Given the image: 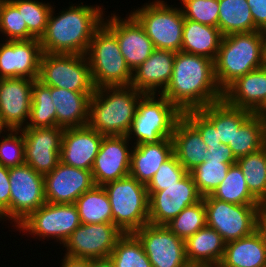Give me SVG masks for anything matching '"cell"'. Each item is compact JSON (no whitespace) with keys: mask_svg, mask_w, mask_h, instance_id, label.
Segmentation results:
<instances>
[{"mask_svg":"<svg viewBox=\"0 0 266 267\" xmlns=\"http://www.w3.org/2000/svg\"><path fill=\"white\" fill-rule=\"evenodd\" d=\"M223 100L230 106L256 113L266 101V68L237 78L223 91Z\"/></svg>","mask_w":266,"mask_h":267,"instance_id":"cb8c5ba5","label":"cell"},{"mask_svg":"<svg viewBox=\"0 0 266 267\" xmlns=\"http://www.w3.org/2000/svg\"><path fill=\"white\" fill-rule=\"evenodd\" d=\"M38 81L75 92H95L86 55L43 53Z\"/></svg>","mask_w":266,"mask_h":267,"instance_id":"9c48e42d","label":"cell"},{"mask_svg":"<svg viewBox=\"0 0 266 267\" xmlns=\"http://www.w3.org/2000/svg\"><path fill=\"white\" fill-rule=\"evenodd\" d=\"M104 136L88 125L64 129L60 161L91 171Z\"/></svg>","mask_w":266,"mask_h":267,"instance_id":"7402d4cb","label":"cell"},{"mask_svg":"<svg viewBox=\"0 0 266 267\" xmlns=\"http://www.w3.org/2000/svg\"><path fill=\"white\" fill-rule=\"evenodd\" d=\"M236 163H222V160H205L197 165L190 174L196 188L202 197L211 195L227 175L231 165Z\"/></svg>","mask_w":266,"mask_h":267,"instance_id":"f35d334b","label":"cell"},{"mask_svg":"<svg viewBox=\"0 0 266 267\" xmlns=\"http://www.w3.org/2000/svg\"><path fill=\"white\" fill-rule=\"evenodd\" d=\"M181 116L182 113L163 95L144 94L137 104L127 134L128 140L130 142L134 140L133 146H135L156 144L162 139H171L176 122Z\"/></svg>","mask_w":266,"mask_h":267,"instance_id":"8992f818","label":"cell"},{"mask_svg":"<svg viewBox=\"0 0 266 267\" xmlns=\"http://www.w3.org/2000/svg\"><path fill=\"white\" fill-rule=\"evenodd\" d=\"M222 160V163H237V159L232 153L231 148L226 144L208 147L206 160Z\"/></svg>","mask_w":266,"mask_h":267,"instance_id":"681fc988","label":"cell"},{"mask_svg":"<svg viewBox=\"0 0 266 267\" xmlns=\"http://www.w3.org/2000/svg\"><path fill=\"white\" fill-rule=\"evenodd\" d=\"M127 136H104L92 167L95 186L124 178L130 173L133 145ZM131 147V148H130Z\"/></svg>","mask_w":266,"mask_h":267,"instance_id":"ffe728a7","label":"cell"},{"mask_svg":"<svg viewBox=\"0 0 266 267\" xmlns=\"http://www.w3.org/2000/svg\"><path fill=\"white\" fill-rule=\"evenodd\" d=\"M266 145V121L253 113L235 131L233 147H230L236 159L253 153Z\"/></svg>","mask_w":266,"mask_h":267,"instance_id":"836d02e7","label":"cell"},{"mask_svg":"<svg viewBox=\"0 0 266 267\" xmlns=\"http://www.w3.org/2000/svg\"><path fill=\"white\" fill-rule=\"evenodd\" d=\"M259 228L266 231V198L259 202Z\"/></svg>","mask_w":266,"mask_h":267,"instance_id":"816d5d0a","label":"cell"},{"mask_svg":"<svg viewBox=\"0 0 266 267\" xmlns=\"http://www.w3.org/2000/svg\"><path fill=\"white\" fill-rule=\"evenodd\" d=\"M188 171L179 163L173 154L165 161L154 174L153 178L146 185L147 191H161L166 187L176 184Z\"/></svg>","mask_w":266,"mask_h":267,"instance_id":"f6af8a7d","label":"cell"},{"mask_svg":"<svg viewBox=\"0 0 266 267\" xmlns=\"http://www.w3.org/2000/svg\"><path fill=\"white\" fill-rule=\"evenodd\" d=\"M200 111L214 124L221 144L233 147V137L253 114L246 109L228 105L224 100L202 107Z\"/></svg>","mask_w":266,"mask_h":267,"instance_id":"4dcf8cb0","label":"cell"},{"mask_svg":"<svg viewBox=\"0 0 266 267\" xmlns=\"http://www.w3.org/2000/svg\"><path fill=\"white\" fill-rule=\"evenodd\" d=\"M214 267H224V266L220 263V264H218V265H216Z\"/></svg>","mask_w":266,"mask_h":267,"instance_id":"680465c9","label":"cell"},{"mask_svg":"<svg viewBox=\"0 0 266 267\" xmlns=\"http://www.w3.org/2000/svg\"><path fill=\"white\" fill-rule=\"evenodd\" d=\"M91 267H114V265L108 257L92 260Z\"/></svg>","mask_w":266,"mask_h":267,"instance_id":"f5cc1de1","label":"cell"},{"mask_svg":"<svg viewBox=\"0 0 266 267\" xmlns=\"http://www.w3.org/2000/svg\"><path fill=\"white\" fill-rule=\"evenodd\" d=\"M211 196L233 204H259V201L248 190L244 174L237 163L231 165L226 177Z\"/></svg>","mask_w":266,"mask_h":267,"instance_id":"d590c367","label":"cell"},{"mask_svg":"<svg viewBox=\"0 0 266 267\" xmlns=\"http://www.w3.org/2000/svg\"><path fill=\"white\" fill-rule=\"evenodd\" d=\"M163 0L144 3L131 14L144 28L154 48L181 51L184 16L181 8L168 5Z\"/></svg>","mask_w":266,"mask_h":267,"instance_id":"ba28073f","label":"cell"},{"mask_svg":"<svg viewBox=\"0 0 266 267\" xmlns=\"http://www.w3.org/2000/svg\"><path fill=\"white\" fill-rule=\"evenodd\" d=\"M111 15L103 19V24L116 36L121 54L133 72L152 54L154 45L131 13L124 19L119 14Z\"/></svg>","mask_w":266,"mask_h":267,"instance_id":"2e32d148","label":"cell"},{"mask_svg":"<svg viewBox=\"0 0 266 267\" xmlns=\"http://www.w3.org/2000/svg\"><path fill=\"white\" fill-rule=\"evenodd\" d=\"M171 139L174 155L188 172L206 160L208 146L183 115L177 120Z\"/></svg>","mask_w":266,"mask_h":267,"instance_id":"484cf974","label":"cell"},{"mask_svg":"<svg viewBox=\"0 0 266 267\" xmlns=\"http://www.w3.org/2000/svg\"><path fill=\"white\" fill-rule=\"evenodd\" d=\"M182 115L199 131L208 147L221 145L214 124L200 110L186 111Z\"/></svg>","mask_w":266,"mask_h":267,"instance_id":"bcb514c9","label":"cell"},{"mask_svg":"<svg viewBox=\"0 0 266 267\" xmlns=\"http://www.w3.org/2000/svg\"><path fill=\"white\" fill-rule=\"evenodd\" d=\"M266 32L223 36L214 60V75L222 92L237 78L263 67Z\"/></svg>","mask_w":266,"mask_h":267,"instance_id":"277c9868","label":"cell"},{"mask_svg":"<svg viewBox=\"0 0 266 267\" xmlns=\"http://www.w3.org/2000/svg\"><path fill=\"white\" fill-rule=\"evenodd\" d=\"M56 126V108L52 101L51 86L35 80L32 88L30 118L25 128H46Z\"/></svg>","mask_w":266,"mask_h":267,"instance_id":"8d00e7d4","label":"cell"},{"mask_svg":"<svg viewBox=\"0 0 266 267\" xmlns=\"http://www.w3.org/2000/svg\"><path fill=\"white\" fill-rule=\"evenodd\" d=\"M2 219L3 220L6 219L4 221H7L8 217H7L6 213H5V211L0 207V220L2 221Z\"/></svg>","mask_w":266,"mask_h":267,"instance_id":"11a10c76","label":"cell"},{"mask_svg":"<svg viewBox=\"0 0 266 267\" xmlns=\"http://www.w3.org/2000/svg\"><path fill=\"white\" fill-rule=\"evenodd\" d=\"M206 224V211L203 198L194 205L184 208L166 227L186 241Z\"/></svg>","mask_w":266,"mask_h":267,"instance_id":"ab89813d","label":"cell"},{"mask_svg":"<svg viewBox=\"0 0 266 267\" xmlns=\"http://www.w3.org/2000/svg\"><path fill=\"white\" fill-rule=\"evenodd\" d=\"M250 193L260 202L266 198V145L237 159Z\"/></svg>","mask_w":266,"mask_h":267,"instance_id":"e575fe53","label":"cell"},{"mask_svg":"<svg viewBox=\"0 0 266 267\" xmlns=\"http://www.w3.org/2000/svg\"><path fill=\"white\" fill-rule=\"evenodd\" d=\"M81 225L77 207L72 204H55L46 202L31 213L16 228L40 239H55L64 244L72 232Z\"/></svg>","mask_w":266,"mask_h":267,"instance_id":"8fae6325","label":"cell"},{"mask_svg":"<svg viewBox=\"0 0 266 267\" xmlns=\"http://www.w3.org/2000/svg\"><path fill=\"white\" fill-rule=\"evenodd\" d=\"M0 33L5 41L35 39L29 32L22 13L9 1L4 0L0 7Z\"/></svg>","mask_w":266,"mask_h":267,"instance_id":"b9f144b4","label":"cell"},{"mask_svg":"<svg viewBox=\"0 0 266 267\" xmlns=\"http://www.w3.org/2000/svg\"><path fill=\"white\" fill-rule=\"evenodd\" d=\"M95 88L129 86L133 72L121 54L116 36L102 24L86 53Z\"/></svg>","mask_w":266,"mask_h":267,"instance_id":"5b68a950","label":"cell"},{"mask_svg":"<svg viewBox=\"0 0 266 267\" xmlns=\"http://www.w3.org/2000/svg\"><path fill=\"white\" fill-rule=\"evenodd\" d=\"M143 95L131 85L96 88L89 101L87 125L105 136H127Z\"/></svg>","mask_w":266,"mask_h":267,"instance_id":"3957f363","label":"cell"},{"mask_svg":"<svg viewBox=\"0 0 266 267\" xmlns=\"http://www.w3.org/2000/svg\"><path fill=\"white\" fill-rule=\"evenodd\" d=\"M224 267H266V237L258 228L252 234L226 242Z\"/></svg>","mask_w":266,"mask_h":267,"instance_id":"d4e9b609","label":"cell"},{"mask_svg":"<svg viewBox=\"0 0 266 267\" xmlns=\"http://www.w3.org/2000/svg\"><path fill=\"white\" fill-rule=\"evenodd\" d=\"M0 138H2L0 140V164L6 168L24 165L25 141L23 132L6 129Z\"/></svg>","mask_w":266,"mask_h":267,"instance_id":"7bdbcfd3","label":"cell"},{"mask_svg":"<svg viewBox=\"0 0 266 267\" xmlns=\"http://www.w3.org/2000/svg\"><path fill=\"white\" fill-rule=\"evenodd\" d=\"M175 54L174 51L155 48L133 71L131 86L144 94H161L171 79Z\"/></svg>","mask_w":266,"mask_h":267,"instance_id":"603a6c76","label":"cell"},{"mask_svg":"<svg viewBox=\"0 0 266 267\" xmlns=\"http://www.w3.org/2000/svg\"><path fill=\"white\" fill-rule=\"evenodd\" d=\"M9 1L22 13L23 22H26L28 32L35 39L40 40L46 31L48 17L53 6L38 0Z\"/></svg>","mask_w":266,"mask_h":267,"instance_id":"60d3db41","label":"cell"},{"mask_svg":"<svg viewBox=\"0 0 266 267\" xmlns=\"http://www.w3.org/2000/svg\"><path fill=\"white\" fill-rule=\"evenodd\" d=\"M254 25L260 30L266 32V0H247Z\"/></svg>","mask_w":266,"mask_h":267,"instance_id":"c3c4849f","label":"cell"},{"mask_svg":"<svg viewBox=\"0 0 266 267\" xmlns=\"http://www.w3.org/2000/svg\"><path fill=\"white\" fill-rule=\"evenodd\" d=\"M181 113L200 110L223 100L214 75V61L207 57L176 52L171 79L161 93Z\"/></svg>","mask_w":266,"mask_h":267,"instance_id":"6da1fadb","label":"cell"},{"mask_svg":"<svg viewBox=\"0 0 266 267\" xmlns=\"http://www.w3.org/2000/svg\"><path fill=\"white\" fill-rule=\"evenodd\" d=\"M263 66L266 68V44L264 48V65Z\"/></svg>","mask_w":266,"mask_h":267,"instance_id":"9f6ffc18","label":"cell"},{"mask_svg":"<svg viewBox=\"0 0 266 267\" xmlns=\"http://www.w3.org/2000/svg\"><path fill=\"white\" fill-rule=\"evenodd\" d=\"M180 3L185 19L218 27L219 0H181Z\"/></svg>","mask_w":266,"mask_h":267,"instance_id":"ee69618b","label":"cell"},{"mask_svg":"<svg viewBox=\"0 0 266 267\" xmlns=\"http://www.w3.org/2000/svg\"><path fill=\"white\" fill-rule=\"evenodd\" d=\"M94 92H75L51 87L56 108V126L63 129L82 127L88 123L89 101Z\"/></svg>","mask_w":266,"mask_h":267,"instance_id":"83f0119b","label":"cell"},{"mask_svg":"<svg viewBox=\"0 0 266 267\" xmlns=\"http://www.w3.org/2000/svg\"><path fill=\"white\" fill-rule=\"evenodd\" d=\"M256 114L266 121V101L262 105V107L256 112Z\"/></svg>","mask_w":266,"mask_h":267,"instance_id":"db71d44e","label":"cell"},{"mask_svg":"<svg viewBox=\"0 0 266 267\" xmlns=\"http://www.w3.org/2000/svg\"><path fill=\"white\" fill-rule=\"evenodd\" d=\"M0 79L38 80L43 55L39 39L0 41Z\"/></svg>","mask_w":266,"mask_h":267,"instance_id":"d6986e66","label":"cell"},{"mask_svg":"<svg viewBox=\"0 0 266 267\" xmlns=\"http://www.w3.org/2000/svg\"><path fill=\"white\" fill-rule=\"evenodd\" d=\"M74 204L82 224L113 223L110 200L103 186H94L83 193Z\"/></svg>","mask_w":266,"mask_h":267,"instance_id":"d6a6232c","label":"cell"},{"mask_svg":"<svg viewBox=\"0 0 266 267\" xmlns=\"http://www.w3.org/2000/svg\"><path fill=\"white\" fill-rule=\"evenodd\" d=\"M95 186L92 172L63 164L61 161L44 175L45 200L48 203L72 204Z\"/></svg>","mask_w":266,"mask_h":267,"instance_id":"44dd1931","label":"cell"},{"mask_svg":"<svg viewBox=\"0 0 266 267\" xmlns=\"http://www.w3.org/2000/svg\"><path fill=\"white\" fill-rule=\"evenodd\" d=\"M223 35L218 27L184 18L181 52L215 60Z\"/></svg>","mask_w":266,"mask_h":267,"instance_id":"f546056e","label":"cell"},{"mask_svg":"<svg viewBox=\"0 0 266 267\" xmlns=\"http://www.w3.org/2000/svg\"><path fill=\"white\" fill-rule=\"evenodd\" d=\"M54 10L52 7L46 31L40 38L43 53L86 55L94 32L103 24L105 9L81 2L70 4L57 16Z\"/></svg>","mask_w":266,"mask_h":267,"instance_id":"7a4b0ae2","label":"cell"},{"mask_svg":"<svg viewBox=\"0 0 266 267\" xmlns=\"http://www.w3.org/2000/svg\"><path fill=\"white\" fill-rule=\"evenodd\" d=\"M10 220L17 227L46 203L44 176L27 164L9 168Z\"/></svg>","mask_w":266,"mask_h":267,"instance_id":"7c38bea8","label":"cell"},{"mask_svg":"<svg viewBox=\"0 0 266 267\" xmlns=\"http://www.w3.org/2000/svg\"><path fill=\"white\" fill-rule=\"evenodd\" d=\"M25 141V164L46 175L60 162L64 129L58 126L20 129Z\"/></svg>","mask_w":266,"mask_h":267,"instance_id":"e0dca14e","label":"cell"},{"mask_svg":"<svg viewBox=\"0 0 266 267\" xmlns=\"http://www.w3.org/2000/svg\"><path fill=\"white\" fill-rule=\"evenodd\" d=\"M112 208L113 224L123 233H134L149 223L146 185L128 175L103 185Z\"/></svg>","mask_w":266,"mask_h":267,"instance_id":"52a82bcc","label":"cell"},{"mask_svg":"<svg viewBox=\"0 0 266 267\" xmlns=\"http://www.w3.org/2000/svg\"><path fill=\"white\" fill-rule=\"evenodd\" d=\"M61 267H91L92 259L75 258L64 255Z\"/></svg>","mask_w":266,"mask_h":267,"instance_id":"f907efd6","label":"cell"},{"mask_svg":"<svg viewBox=\"0 0 266 267\" xmlns=\"http://www.w3.org/2000/svg\"><path fill=\"white\" fill-rule=\"evenodd\" d=\"M123 234L113 223H81L63 244L65 255L92 260L108 258Z\"/></svg>","mask_w":266,"mask_h":267,"instance_id":"4fadbf2b","label":"cell"},{"mask_svg":"<svg viewBox=\"0 0 266 267\" xmlns=\"http://www.w3.org/2000/svg\"><path fill=\"white\" fill-rule=\"evenodd\" d=\"M134 234L141 241L152 267H191L186 258L185 241L166 225L147 223Z\"/></svg>","mask_w":266,"mask_h":267,"instance_id":"5bb4252c","label":"cell"},{"mask_svg":"<svg viewBox=\"0 0 266 267\" xmlns=\"http://www.w3.org/2000/svg\"><path fill=\"white\" fill-rule=\"evenodd\" d=\"M6 129L1 125L0 123V135L3 133V131H5Z\"/></svg>","mask_w":266,"mask_h":267,"instance_id":"6f0895ef","label":"cell"},{"mask_svg":"<svg viewBox=\"0 0 266 267\" xmlns=\"http://www.w3.org/2000/svg\"><path fill=\"white\" fill-rule=\"evenodd\" d=\"M207 226L215 229L225 242L252 234L259 228V204H233L202 197Z\"/></svg>","mask_w":266,"mask_h":267,"instance_id":"30bf717a","label":"cell"},{"mask_svg":"<svg viewBox=\"0 0 266 267\" xmlns=\"http://www.w3.org/2000/svg\"><path fill=\"white\" fill-rule=\"evenodd\" d=\"M10 183L9 168L0 164V207L5 211L10 221Z\"/></svg>","mask_w":266,"mask_h":267,"instance_id":"7dc6e473","label":"cell"},{"mask_svg":"<svg viewBox=\"0 0 266 267\" xmlns=\"http://www.w3.org/2000/svg\"><path fill=\"white\" fill-rule=\"evenodd\" d=\"M109 258L114 267H152L141 241L134 233H124Z\"/></svg>","mask_w":266,"mask_h":267,"instance_id":"74e56055","label":"cell"},{"mask_svg":"<svg viewBox=\"0 0 266 267\" xmlns=\"http://www.w3.org/2000/svg\"><path fill=\"white\" fill-rule=\"evenodd\" d=\"M172 139H162L156 144L133 146L129 175L147 185L158 168L173 155Z\"/></svg>","mask_w":266,"mask_h":267,"instance_id":"f1b7e54d","label":"cell"},{"mask_svg":"<svg viewBox=\"0 0 266 267\" xmlns=\"http://www.w3.org/2000/svg\"><path fill=\"white\" fill-rule=\"evenodd\" d=\"M149 223L166 225L184 208L202 199L193 177L188 172L180 181L161 191H148Z\"/></svg>","mask_w":266,"mask_h":267,"instance_id":"9a60e30c","label":"cell"},{"mask_svg":"<svg viewBox=\"0 0 266 267\" xmlns=\"http://www.w3.org/2000/svg\"><path fill=\"white\" fill-rule=\"evenodd\" d=\"M218 28L223 36L259 31L247 0H219Z\"/></svg>","mask_w":266,"mask_h":267,"instance_id":"1f68e13d","label":"cell"},{"mask_svg":"<svg viewBox=\"0 0 266 267\" xmlns=\"http://www.w3.org/2000/svg\"><path fill=\"white\" fill-rule=\"evenodd\" d=\"M35 80L0 79V123L5 129L20 130L27 126Z\"/></svg>","mask_w":266,"mask_h":267,"instance_id":"ac0fdd59","label":"cell"},{"mask_svg":"<svg viewBox=\"0 0 266 267\" xmlns=\"http://www.w3.org/2000/svg\"><path fill=\"white\" fill-rule=\"evenodd\" d=\"M225 244L221 235L206 225L185 241L187 261L191 267H214L223 259Z\"/></svg>","mask_w":266,"mask_h":267,"instance_id":"4316f807","label":"cell"}]
</instances>
